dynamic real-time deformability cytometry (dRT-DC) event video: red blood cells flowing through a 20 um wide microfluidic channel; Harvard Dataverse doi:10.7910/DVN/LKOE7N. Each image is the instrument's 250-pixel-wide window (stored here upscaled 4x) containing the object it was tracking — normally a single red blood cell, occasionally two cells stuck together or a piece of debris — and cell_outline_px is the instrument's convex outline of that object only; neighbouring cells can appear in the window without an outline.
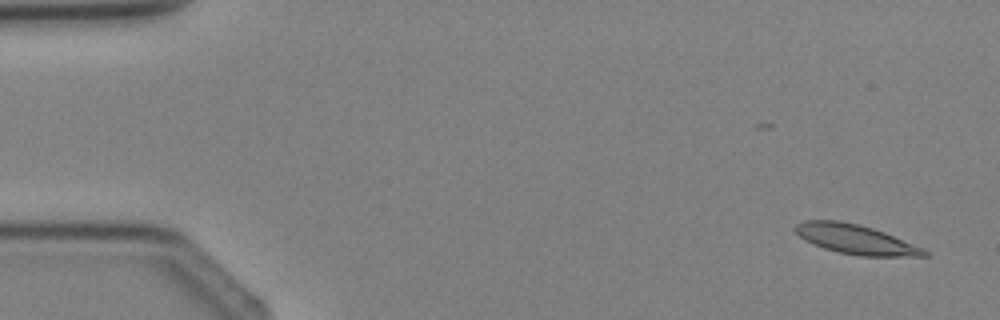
{"species": "Egyptian fruit bat (a non-hibernating species)", "species_latin": "Rousettus aegyptiacus", "temperature_condition": "cold", "stored_images_in_passage": 3, "camera_frame_rate_fps": 3000, "um_per_image_px": 0.085, "animal": {"sex": "female"}, "frame": {"image": 1, "passage_image": 1, "time_ms": 0.0, "image_size_px": [1000, 320], "cell_outline_px": [[928, 256], [860, 256], [840, 252], [824, 248], [812, 244], [804, 240], [792, 228], [796, 224], [804, 220], [840, 220], [860, 224], [884, 232], [924, 248], [928, 252]], "centroid_in_image_um": [72.7, 20.33], "position_along_channel_um": 12.3, "area_um2": 22.2}}